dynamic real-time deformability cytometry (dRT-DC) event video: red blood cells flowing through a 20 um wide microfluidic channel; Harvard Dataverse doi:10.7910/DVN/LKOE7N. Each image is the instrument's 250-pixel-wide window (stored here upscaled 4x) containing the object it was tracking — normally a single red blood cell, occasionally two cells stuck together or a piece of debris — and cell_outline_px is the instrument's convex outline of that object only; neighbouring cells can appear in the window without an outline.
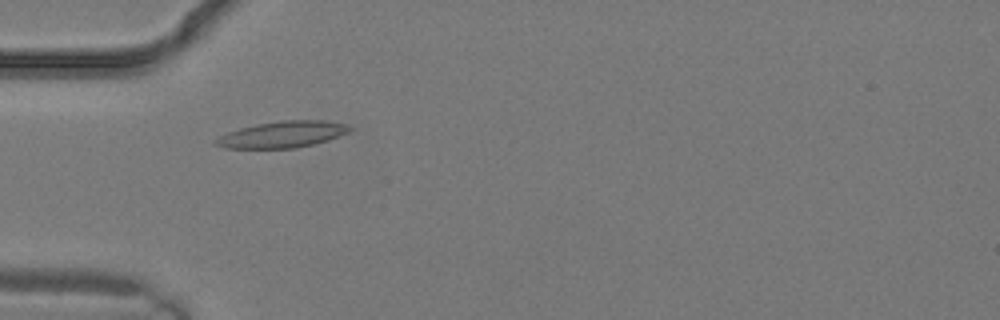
{"species": "common noctule bat (a hibernating species)", "species_latin": "Nyctalus noctula", "temperature_condition": "warm", "stored_images_in_passage": 2, "camera_frame_rate_fps": 3000, "um_per_image_px": 0.085, "animal": {"sex": "male", "body_mass_g": 19.2, "forearm_length_mm": 51.8}, "frame": {"image": 1, "passage_image": 2, "time_ms": 0.333, "image_size_px": [1000, 320], "cell_outline_px": [[352, 128], [348, 132], [328, 140], [296, 148], [224, 148], [212, 144], [212, 140], [228, 132], [240, 128], [256, 124], [280, 120], [324, 120], [344, 124]], "centroid_in_image_um": [23.94, 11.43], "position_along_channel_um": 61.1, "area_um2": 20.58}}